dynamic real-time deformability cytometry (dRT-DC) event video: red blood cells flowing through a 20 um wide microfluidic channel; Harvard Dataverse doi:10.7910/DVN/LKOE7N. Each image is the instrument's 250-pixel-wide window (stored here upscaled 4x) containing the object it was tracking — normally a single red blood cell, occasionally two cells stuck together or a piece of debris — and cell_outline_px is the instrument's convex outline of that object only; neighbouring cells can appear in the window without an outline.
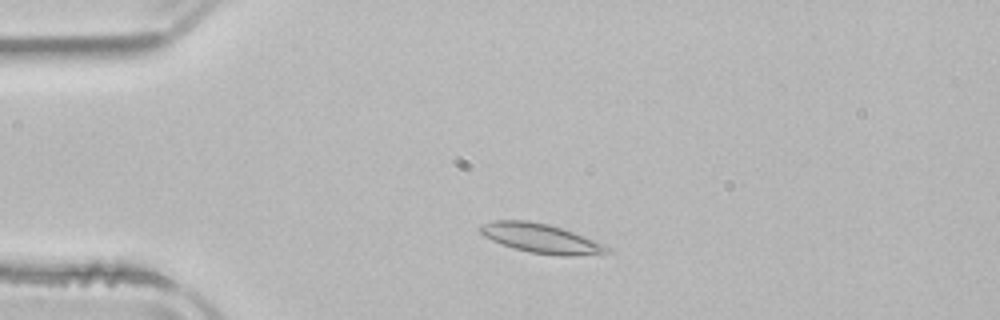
{"species": "common noctule bat (a hibernating species)", "species_latin": "Nyctalus noctula", "temperature_condition": "room temperature", "stored_images_in_passage": 2, "camera_frame_rate_fps": 3000, "um_per_image_px": 0.085, "animal": {"sex": "male", "body_mass_g": 21.5, "forearm_length_mm": 52.0}, "frame": {"image": 1, "passage_image": 1, "time_ms": 0.0, "image_size_px": [1000, 320], "cell_outline_px": [[608, 252], [580, 256], [560, 256], [528, 252], [492, 240], [484, 236], [480, 232], [480, 224], [492, 220], [528, 220], [548, 224], [572, 232], [604, 244], [608, 248]], "centroid_in_image_um": [45.94, 20.25], "position_along_channel_um": 39.1, "area_um2": 21.39}}